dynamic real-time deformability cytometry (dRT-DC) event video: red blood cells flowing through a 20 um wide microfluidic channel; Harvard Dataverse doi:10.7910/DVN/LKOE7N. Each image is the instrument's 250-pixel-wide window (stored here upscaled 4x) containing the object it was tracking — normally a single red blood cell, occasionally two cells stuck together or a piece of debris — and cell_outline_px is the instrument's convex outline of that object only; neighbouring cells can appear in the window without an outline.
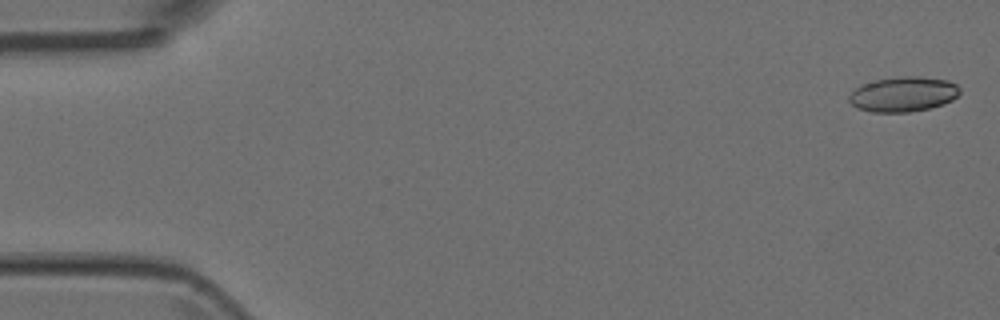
{"species": "Egyptian fruit bat (a non-hibernating species)", "species_latin": "Rousettus aegyptiacus", "temperature_condition": "room temperature", "stored_images_in_passage": 5, "camera_frame_rate_fps": 3000, "um_per_image_px": 0.085, "animal": {"sex": "female"}, "frame": {"image": 1, "passage_image": 1, "time_ms": 0.0, "image_size_px": [1000, 320], "cell_outline_px": [[960, 92], [952, 100], [944, 104], [928, 108], [908, 112], [872, 112], [856, 108], [848, 100], [848, 96], [860, 84], [876, 80], [904, 76], [916, 76], [948, 80], [956, 84], [960, 88]], "centroid_in_image_um": [76.76, 8.01], "position_along_channel_um": 8.2, "area_um2": 22.54}}
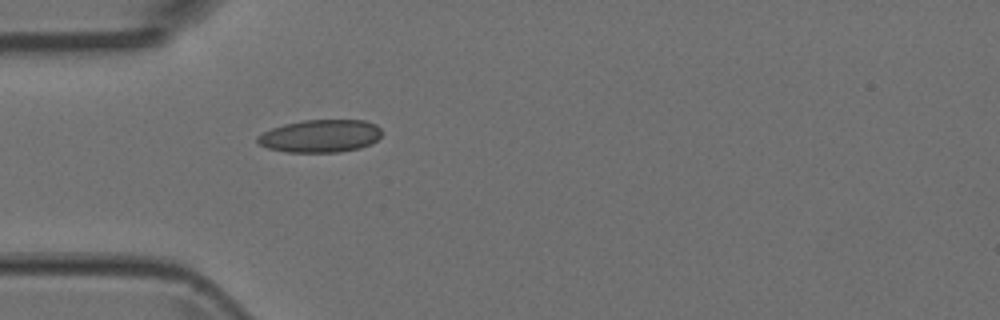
{"frame": {"image": 2, "passage_image": 5, "time_ms": 1.333, "image_size_px": [1000, 320], "cell_outline_px": [[380, 136], [372, 144], [360, 148], [340, 152], [288, 152], [268, 148], [260, 144], [256, 140], [256, 136], [272, 128], [284, 124], [304, 120], [364, 120], [376, 124], [380, 128]], "centroid_in_image_um": [27.24, 11.56], "position_along_channel_um": 57.8, "area_um2": 23.7}}